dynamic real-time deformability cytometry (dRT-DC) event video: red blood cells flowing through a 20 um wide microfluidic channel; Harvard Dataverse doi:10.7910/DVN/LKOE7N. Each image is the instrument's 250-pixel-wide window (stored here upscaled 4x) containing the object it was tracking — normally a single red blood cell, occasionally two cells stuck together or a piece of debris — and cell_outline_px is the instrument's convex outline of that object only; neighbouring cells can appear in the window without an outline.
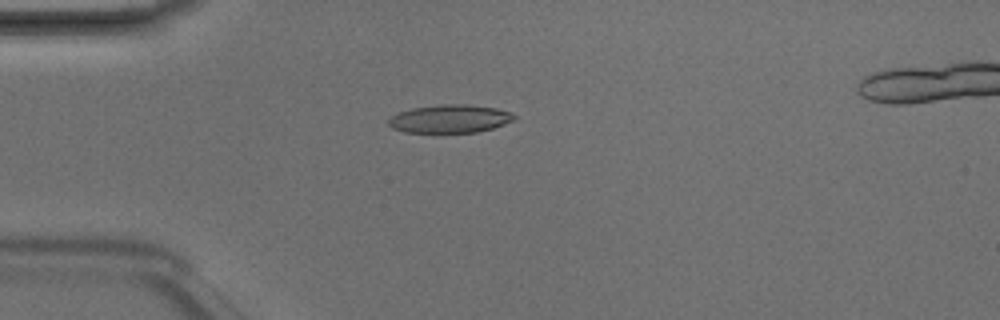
{"species": "Egyptian fruit bat (a non-hibernating species)", "species_latin": "Rousettus aegyptiacus", "temperature_condition": "room temperature", "stored_images_in_passage": 3, "camera_frame_rate_fps": 3000, "um_per_image_px": 0.085, "animal": {"sex": "male"}, "frame": {"image": 1, "passage_image": 2, "time_ms": 0.333, "image_size_px": [1000, 320], "cell_outline_px": [[516, 120], [492, 128], [476, 132], [404, 132], [392, 128], [388, 124], [388, 120], [392, 116], [400, 112], [412, 108], [444, 104], [464, 104], [496, 108], [508, 112], [516, 116]], "centroid_in_image_um": [38.24, 10.1], "position_along_channel_um": 46.8, "area_um2": 20.4}}